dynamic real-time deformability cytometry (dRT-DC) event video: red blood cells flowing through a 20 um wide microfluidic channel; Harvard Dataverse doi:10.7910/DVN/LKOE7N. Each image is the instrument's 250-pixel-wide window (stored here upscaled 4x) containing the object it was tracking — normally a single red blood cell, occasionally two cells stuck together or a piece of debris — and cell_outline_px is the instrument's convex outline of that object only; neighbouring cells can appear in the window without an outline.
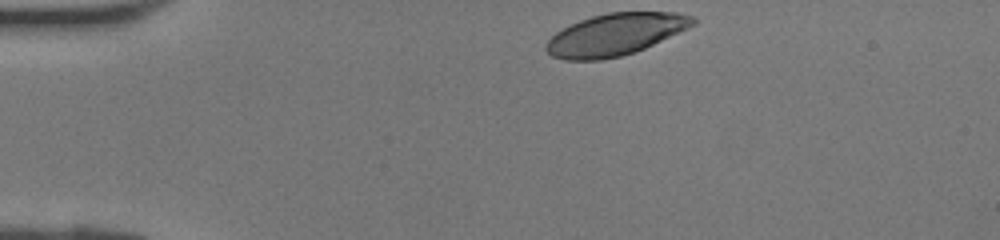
{"species": "human", "species_latin": "Homo sapiens", "temperature_condition": "room temperature", "stored_images_in_passage": 29, "camera_frame_rate_fps": 3000, "um_per_image_px": 0.085, "donor": {"sex": "female"}, "frame": {"image": 1, "passage_image": 1, "time_ms": 0.0, "image_size_px": [1000, 240], "cell_outline_px": [[696, 24], [688, 28], [644, 48], [620, 56], [600, 60], [564, 60], [552, 56], [544, 48], [544, 44], [556, 32], [580, 20], [592, 16], [608, 12], [676, 12], [696, 16]], "centroid_in_image_um": [52.3, 2.92], "position_along_channel_um": 32.7, "area_um2": 35.72}}
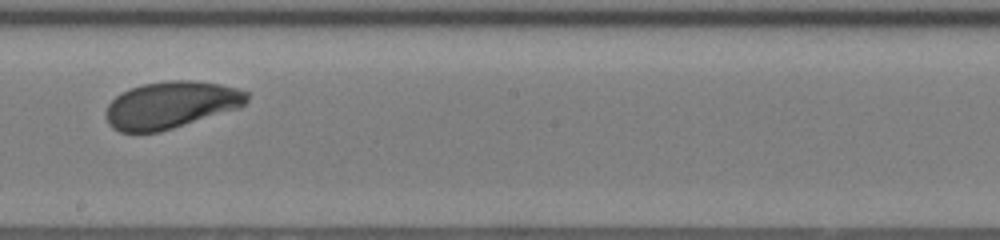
{"frame": {"image": 2, "passage_image": 17, "time_ms": 5.333, "image_size_px": [1000, 240], "cell_outline_px": [[248, 100], [240, 108], [160, 132], [120, 132], [112, 128], [108, 124], [104, 116], [104, 112], [108, 104], [120, 92], [144, 84], [168, 80], [192, 80], [220, 84], [236, 88], [248, 92]], "centroid_in_image_um": [14.5, 8.92], "position_along_channel_um": 233.7, "area_um2": 38.84}}
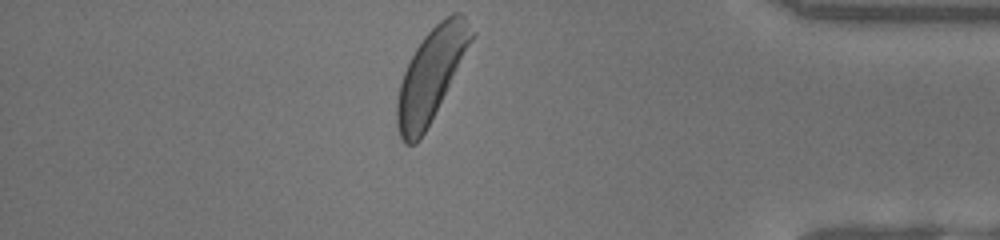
{"frame": {"image": 3, "passage_image": 29, "time_ms": 9.333, "image_size_px": [1000, 240], "cell_outline_px": [[476, 36], [420, 140], [416, 144], [404, 144], [400, 136], [396, 124], [396, 100], [400, 84], [404, 72], [416, 48], [424, 36], [440, 20], [452, 12], [460, 12], [464, 16], [476, 32]], "centroid_in_image_um": [36.66, 6.34], "position_along_channel_um": 398.5, "area_um2": 39.65}}